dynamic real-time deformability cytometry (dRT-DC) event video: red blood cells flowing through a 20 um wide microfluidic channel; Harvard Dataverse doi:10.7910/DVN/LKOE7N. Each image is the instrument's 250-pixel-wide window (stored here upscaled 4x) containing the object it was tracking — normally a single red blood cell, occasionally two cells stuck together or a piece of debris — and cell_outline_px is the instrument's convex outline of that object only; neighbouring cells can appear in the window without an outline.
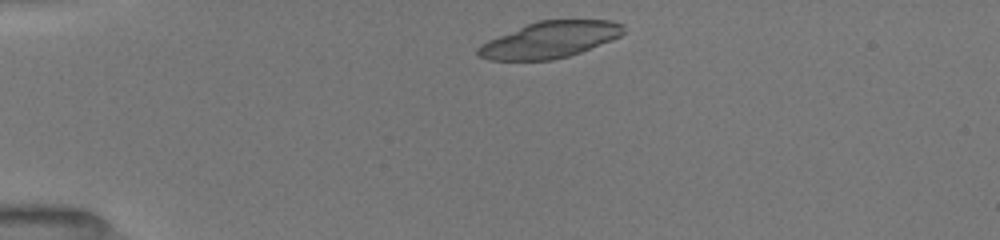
{"species": "common noctule bat (a hibernating species)", "species_latin": "Nyctalus noctula", "temperature_condition": "room temperature", "stored_images_in_passage": 17, "camera_frame_rate_fps": 3000, "um_per_image_px": 0.085, "animal": {"sex": "female", "body_mass_g": 19.5, "forearm_length_mm": 54.1}, "frame": {"image": 1, "passage_image": 1, "time_ms": 0.0, "image_size_px": [1000, 240], "cell_outline_px": [[624, 32], [620, 36], [612, 40], [580, 52], [568, 56], [552, 60], [488, 60], [476, 56], [476, 48], [480, 44], [488, 40], [536, 20], [612, 20], [624, 24]], "centroid_in_image_um": [46.72, 3.38], "position_along_channel_um": 38.3, "area_um2": 30.92}}